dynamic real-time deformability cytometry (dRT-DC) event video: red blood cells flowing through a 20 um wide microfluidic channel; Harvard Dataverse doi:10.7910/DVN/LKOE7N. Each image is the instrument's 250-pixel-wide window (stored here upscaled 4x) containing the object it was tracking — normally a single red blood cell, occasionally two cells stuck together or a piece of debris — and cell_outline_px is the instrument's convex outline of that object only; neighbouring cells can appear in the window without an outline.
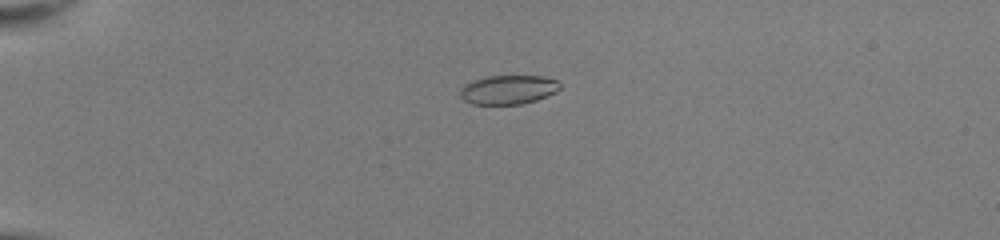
{"species": "common noctule bat (a hibernating species)", "species_latin": "Nyctalus noctula", "temperature_condition": "room temperature", "stored_images_in_passage": 48, "camera_frame_rate_fps": 3000, "um_per_image_px": 0.085, "animal": {"sex": "female", "body_mass_g": 22.0, "forearm_length_mm": 56.7}, "frame": {"image": 1, "passage_image": 10, "time_ms": 3.0, "image_size_px": [1000, 240], "cell_outline_px": [[560, 88], [556, 92], [536, 100], [520, 104], [472, 104], [464, 100], [460, 96], [460, 88], [464, 84], [472, 80], [488, 76], [544, 76], [556, 80], [560, 84]], "centroid_in_image_um": [43.18, 7.62], "position_along_channel_um": 41.8, "area_um2": 16.94}}
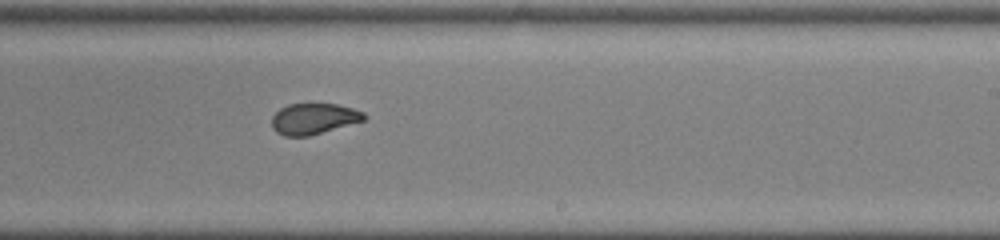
{"frame": {"image": 2, "passage_image": 30, "time_ms": 9.667, "image_size_px": [1000, 240], "cell_outline_px": [[368, 116], [364, 120], [308, 136], [284, 136], [276, 132], [272, 128], [272, 116], [280, 108], [288, 104], [336, 104], [352, 108], [364, 112]], "centroid_in_image_um": [26.65, 10.09], "position_along_channel_um": 262.4, "area_um2": 16.53}}
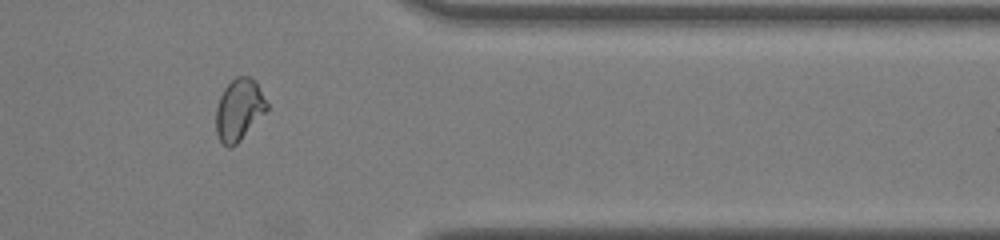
{"frame": {"image": 3, "passage_image": 40, "time_ms": 13.0, "image_size_px": [1000, 240], "cell_outline_px": [[268, 108], [240, 140], [232, 148], [228, 148], [220, 140], [216, 132], [216, 108], [220, 96], [224, 88], [236, 76], [248, 76], [256, 80], [268, 104]], "centroid_in_image_um": [20.31, 9.3], "position_along_channel_um": 391.1, "area_um2": 18.15}, "authors_computed_cell_mechanics": {"area_um2": 17.918, "velocity_mm_per_s": 4.0722, "shape_relaxation_time_tau1_ms": 10.5559, "shape_relaxation_time_tau2_ms": 1.0165, "deformation_change_tau1": 0.2643, "deformation_change_tau2": 0.058}}